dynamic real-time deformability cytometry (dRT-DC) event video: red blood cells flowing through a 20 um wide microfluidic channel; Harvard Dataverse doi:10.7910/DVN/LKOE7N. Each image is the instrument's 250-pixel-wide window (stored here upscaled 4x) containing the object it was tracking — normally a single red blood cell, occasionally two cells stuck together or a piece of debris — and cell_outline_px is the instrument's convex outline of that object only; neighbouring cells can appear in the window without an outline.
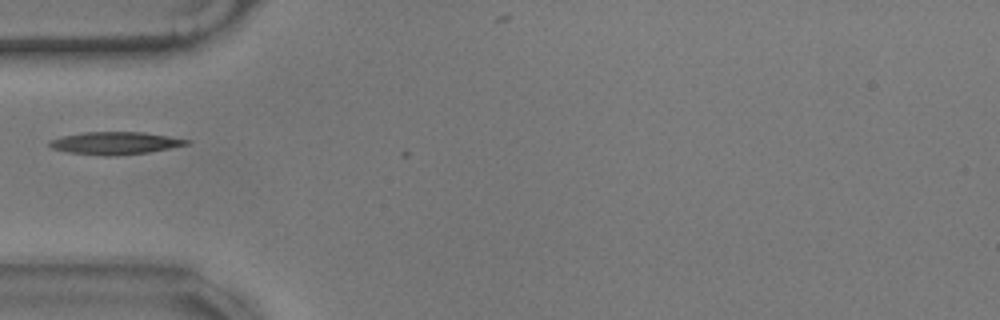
{"species": "common noctule bat (a hibernating species)", "species_latin": "Nyctalus noctula", "temperature_condition": "warm", "stored_images_in_passage": 3, "camera_frame_rate_fps": 3000, "um_per_image_px": 0.085, "animal": {"sex": "male", "body_mass_g": 17.9}, "frame": {"image": 1, "passage_image": 1, "time_ms": 0.0, "image_size_px": [1000, 320], "cell_outline_px": [[192, 140], [188, 144], [148, 152], [108, 156], [104, 156], [68, 152], [52, 148], [48, 144], [48, 140], [60, 136], [84, 132], [144, 132]], "centroid_in_image_um": [9.74, 12.15], "position_along_channel_um": 75.3, "area_um2": 17.92}}